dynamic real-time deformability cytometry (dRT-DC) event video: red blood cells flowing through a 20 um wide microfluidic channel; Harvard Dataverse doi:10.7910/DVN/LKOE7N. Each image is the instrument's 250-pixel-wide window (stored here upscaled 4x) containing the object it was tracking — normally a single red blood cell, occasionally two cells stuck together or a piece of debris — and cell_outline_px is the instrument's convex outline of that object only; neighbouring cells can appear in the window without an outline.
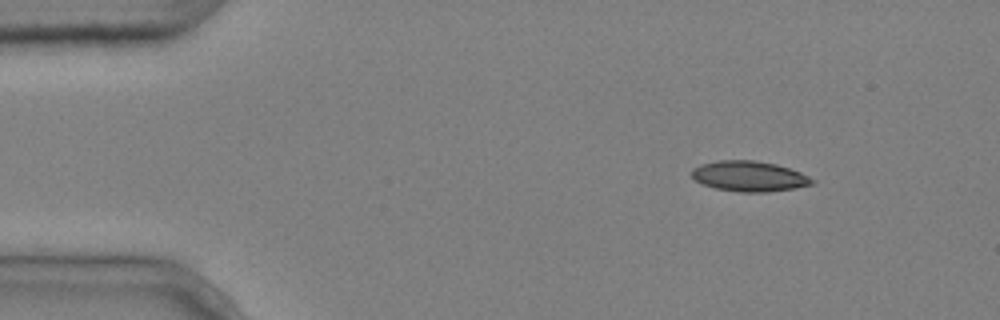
{"species": "common noctule bat (a hibernating species)", "species_latin": "Nyctalus noctula", "temperature_condition": "cold", "stored_images_in_passage": 5, "camera_frame_rate_fps": 3000, "um_per_image_px": 0.085, "animal": {"sex": "male", "body_mass_g": 20.4}, "frame": {"image": 1, "passage_image": 1, "time_ms": 0.0, "image_size_px": [1000, 320], "cell_outline_px": [[816, 184], [796, 188], [768, 192], [740, 192], [716, 188], [704, 184], [696, 180], [692, 176], [692, 168], [700, 164], [720, 160], [752, 160], [776, 164], [800, 172], [816, 180]], "centroid_in_image_um": [63.72, 14.98], "position_along_channel_um": 21.3, "area_um2": 21.33}}
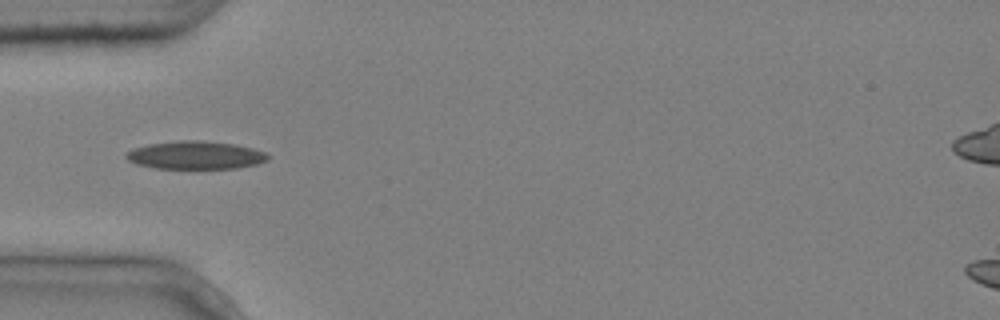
{"frame": {"image": 2, "passage_image": 4, "time_ms": 1.0, "image_size_px": [1000, 320], "cell_outline_px": [[268, 160], [256, 164], [236, 168], [156, 168], [136, 164], [128, 160], [124, 156], [132, 148], [148, 144], [180, 140], [196, 140], [236, 144], [252, 148], [264, 152], [268, 156]], "centroid_in_image_um": [16.59, 13.18], "position_along_channel_um": 68.4, "area_um2": 23.0}}